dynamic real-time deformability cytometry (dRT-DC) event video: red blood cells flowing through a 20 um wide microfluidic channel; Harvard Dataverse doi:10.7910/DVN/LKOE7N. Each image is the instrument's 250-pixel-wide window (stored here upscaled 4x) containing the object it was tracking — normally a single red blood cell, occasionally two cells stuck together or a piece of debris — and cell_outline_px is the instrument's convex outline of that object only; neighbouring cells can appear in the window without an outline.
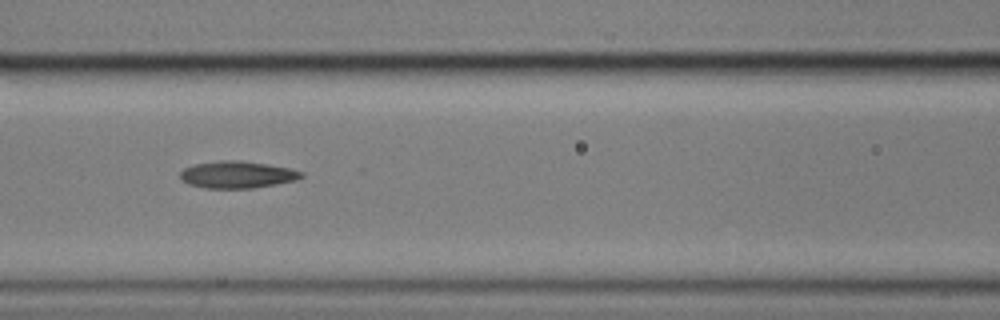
{"species": "common noctule bat (a hibernating species)", "species_latin": "Nyctalus noctula", "temperature_condition": "cold", "stored_images_in_passage": 10, "camera_frame_rate_fps": 3000, "um_per_image_px": 0.085, "animal": {"sex": "male", "body_mass_g": 17.9}, "frame": {"image": 1, "passage_image": 6, "time_ms": 1.667, "image_size_px": [1000, 320], "cell_outline_px": [[304, 176], [296, 180], [276, 184], [252, 188], [204, 188], [188, 184], [180, 180], [180, 172], [184, 168], [196, 164], [220, 160], [240, 160], [268, 164], [288, 168], [304, 172]], "centroid_in_image_um": [20.15, 14.84], "position_along_channel_um": 146.4, "area_um2": 19.13}}
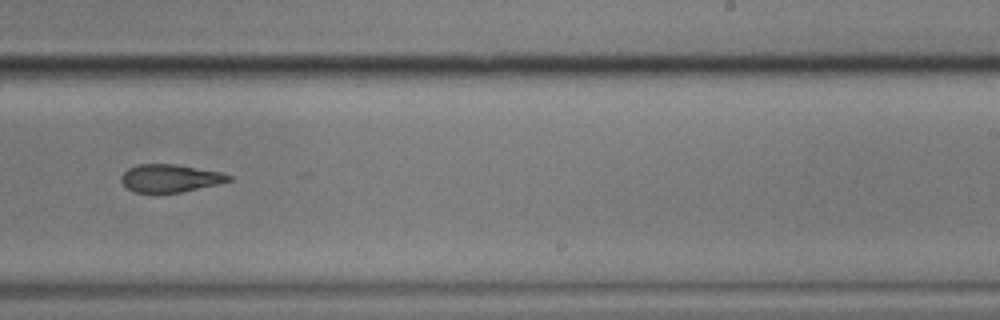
{"frame": {"image": 2, "passage_image": 9, "time_ms": 2.667, "image_size_px": [1000, 320], "cell_outline_px": [[232, 180], [216, 184], [180, 192], [132, 192], [120, 180], [120, 176], [128, 168], [140, 164], [176, 164], [220, 172], [232, 176]], "centroid_in_image_um": [14.43, 15.14], "position_along_channel_um": 274.6, "area_um2": 17.17}}
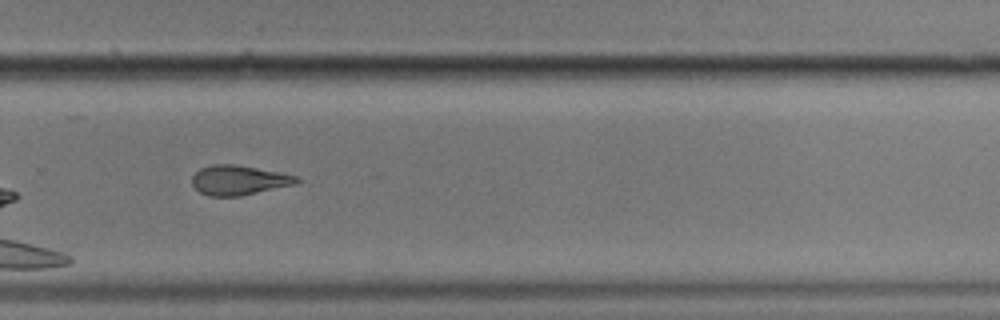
{"frame": {"image": 3, "passage_image": 10, "time_ms": 3.0, "image_size_px": [1000, 320], "cell_outline_px": [[300, 180], [296, 184], [240, 196], [208, 196], [200, 192], [192, 184], [192, 176], [200, 168], [212, 164], [232, 164], [280, 172], [296, 176]], "centroid_in_image_um": [20.28, 15.31], "position_along_channel_um": 309.5, "area_um2": 17.98}}